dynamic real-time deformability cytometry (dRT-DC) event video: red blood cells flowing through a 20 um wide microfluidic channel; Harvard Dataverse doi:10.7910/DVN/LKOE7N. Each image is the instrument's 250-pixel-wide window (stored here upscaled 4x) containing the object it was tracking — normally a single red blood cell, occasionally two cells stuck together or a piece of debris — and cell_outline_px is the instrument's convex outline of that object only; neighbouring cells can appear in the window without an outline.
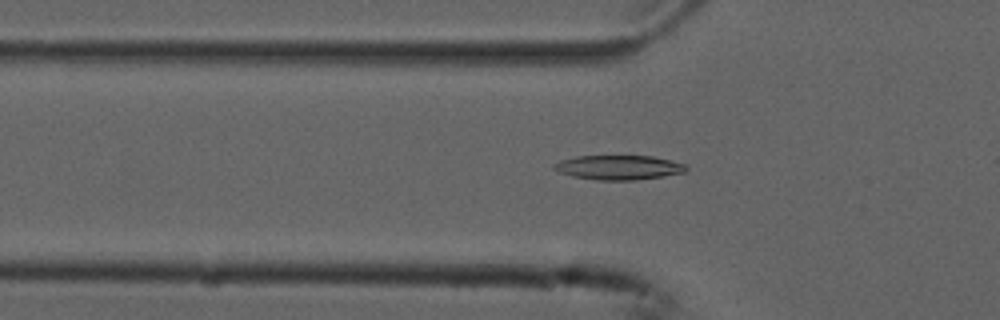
{"species": "common noctule bat (a hibernating species)", "species_latin": "Nyctalus noctula", "temperature_condition": "cold", "stored_images_in_passage": 43, "camera_frame_rate_fps": 3000, "um_per_image_px": 0.085, "animal": {"sex": "male", "forearm_length_mm": 52.5}, "frame": {"image": 1, "passage_image": 7, "time_ms": 2.0, "image_size_px": [1000, 320], "cell_outline_px": [[688, 168], [684, 172], [664, 176], [636, 180], [600, 180], [572, 176], [560, 172], [552, 168], [552, 164], [560, 160], [576, 156], [652, 156], [672, 160], [684, 164]], "centroid_in_image_um": [52.58, 14.23], "position_along_channel_um": 73.2, "area_um2": 18.84}}
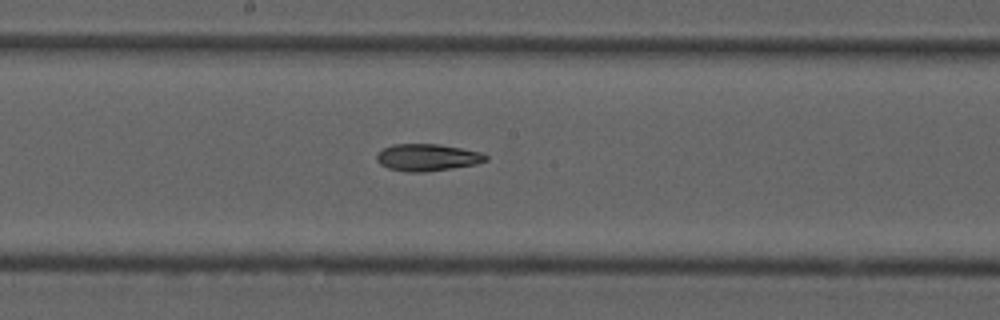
{"frame": {"image": 2, "passage_image": 18, "time_ms": 5.667, "image_size_px": [1000, 320], "cell_outline_px": [[488, 160], [476, 164], [452, 168], [424, 172], [408, 172], [388, 168], [380, 164], [376, 160], [376, 156], [384, 148], [392, 144], [440, 144], [480, 152], [488, 156]], "centroid_in_image_um": [36.32, 13.38], "position_along_channel_um": 211.9, "area_um2": 17.11}}
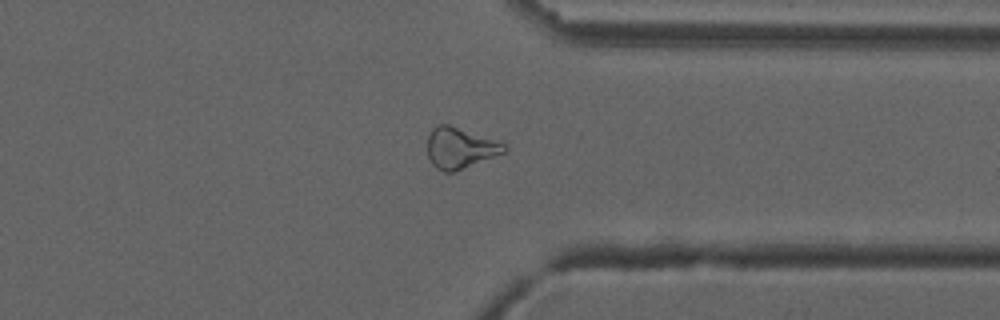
{"frame": {"image": 3, "passage_image": 31, "time_ms": 10.0, "image_size_px": [1000, 320], "cell_outline_px": [[508, 148], [504, 152], [452, 172], [444, 172], [436, 168], [432, 164], [428, 156], [428, 136], [432, 128], [436, 124], [448, 124], [500, 140], [508, 144]], "centroid_in_image_um": [39.12, 12.54], "position_along_channel_um": 372.3, "area_um2": 18.38}}